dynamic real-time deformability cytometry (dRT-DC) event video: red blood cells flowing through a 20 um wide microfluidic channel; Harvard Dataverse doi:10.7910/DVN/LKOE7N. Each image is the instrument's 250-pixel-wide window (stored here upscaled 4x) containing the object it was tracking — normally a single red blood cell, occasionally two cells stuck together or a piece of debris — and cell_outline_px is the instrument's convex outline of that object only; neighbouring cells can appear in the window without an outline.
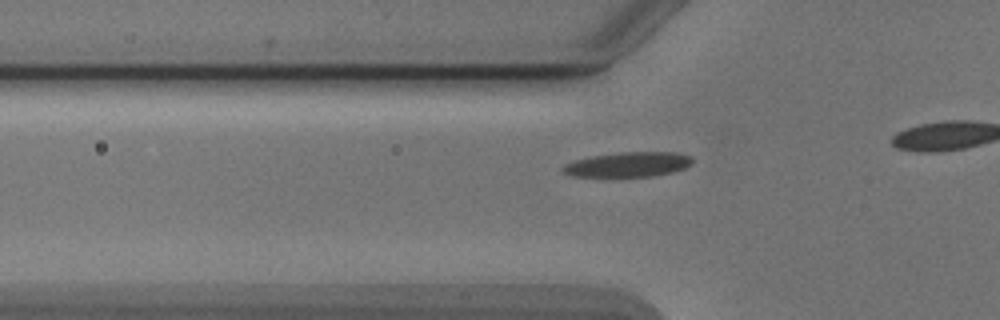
{"species": "Egyptian fruit bat (a non-hibernating species)", "species_latin": "Rousettus aegyptiacus", "temperature_condition": "cold", "stored_images_in_passage": 8, "camera_frame_rate_fps": 3000, "um_per_image_px": 0.085, "animal": {"sex": "male"}, "frame": {"image": 1, "passage_image": 2, "time_ms": 0.333, "image_size_px": [1000, 320], "cell_outline_px": [[692, 164], [684, 168], [672, 172], [652, 176], [608, 180], [572, 176], [564, 172], [560, 168], [564, 164], [576, 160], [592, 156], [620, 152], [676, 152], [692, 156]], "centroid_in_image_um": [53.32, 14.03], "position_along_channel_um": 72.5, "area_um2": 19.77}}
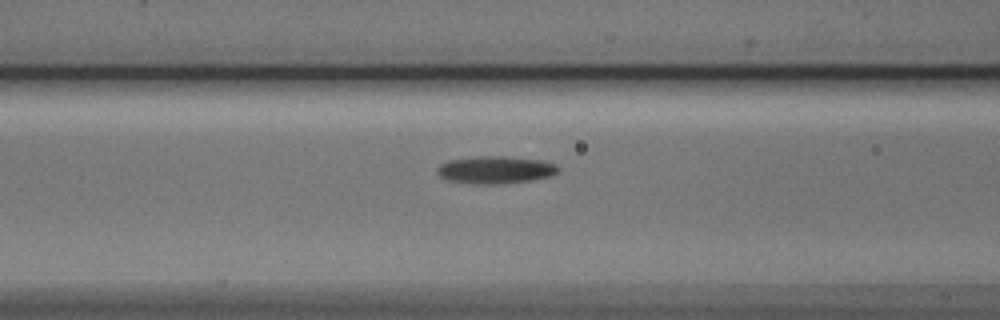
{"frame": {"image": 2, "passage_image": 6, "time_ms": 1.667, "image_size_px": [1000, 320], "cell_outline_px": [[560, 168], [552, 176], [532, 180], [500, 184], [472, 184], [448, 180], [440, 176], [436, 172], [436, 168], [440, 164], [448, 160], [476, 156], [504, 156], [544, 160], [556, 164]], "centroid_in_image_um": [42.11, 14.43], "position_along_channel_um": 124.5, "area_um2": 19.65}}